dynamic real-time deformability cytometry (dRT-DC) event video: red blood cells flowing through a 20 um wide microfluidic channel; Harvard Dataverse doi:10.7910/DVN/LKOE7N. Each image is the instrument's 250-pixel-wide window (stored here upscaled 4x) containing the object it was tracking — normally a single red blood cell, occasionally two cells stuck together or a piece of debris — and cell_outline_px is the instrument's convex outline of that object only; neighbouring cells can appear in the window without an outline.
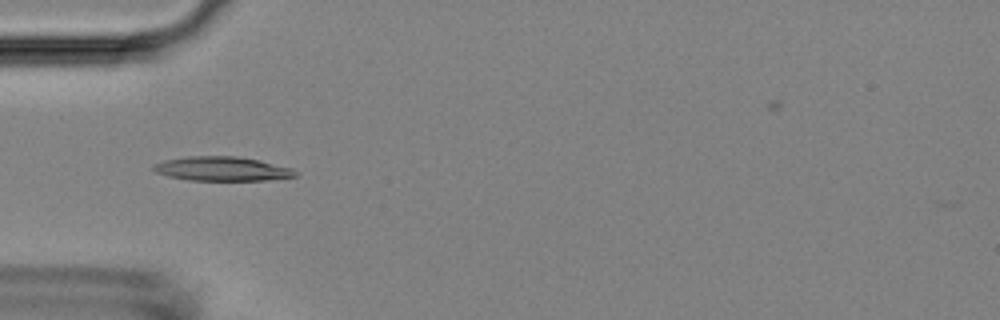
{"species": "Egyptian fruit bat (a non-hibernating species)", "species_latin": "Rousettus aegyptiacus", "temperature_condition": "room temperature", "stored_images_in_passage": 42, "camera_frame_rate_fps": 3000, "um_per_image_px": 0.085, "animal": {"sex": "female"}, "frame": {"image": 1, "passage_image": 5, "time_ms": 1.333, "image_size_px": [1000, 320], "cell_outline_px": [[296, 176], [268, 180], [188, 180], [168, 176], [156, 172], [152, 168], [152, 164], [164, 160], [188, 156], [236, 156], [260, 160], [292, 168], [296, 172]], "centroid_in_image_um": [18.85, 14.34], "position_along_channel_um": 66.1, "area_um2": 20.0}}
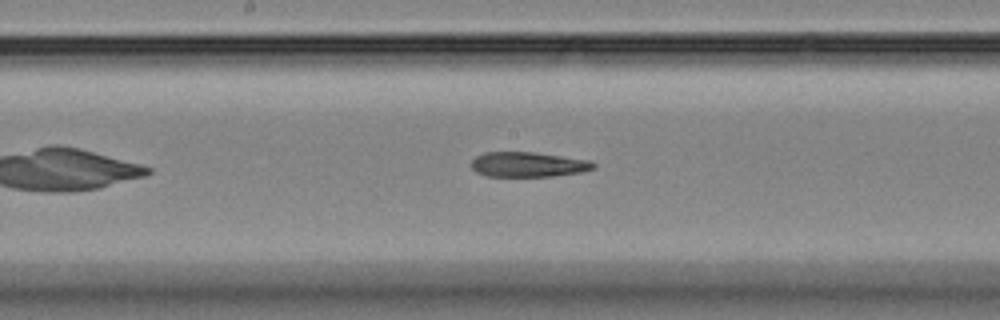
{"frame": {"image": 2, "passage_image": 16, "time_ms": 5.0, "image_size_px": [1000, 320], "cell_outline_px": [[596, 168], [580, 172], [552, 176], [488, 176], [476, 172], [468, 164], [476, 156], [484, 152], [532, 152], [588, 160], [596, 164]], "centroid_in_image_um": [44.84, 13.98], "position_along_channel_um": 203.4, "area_um2": 17.69}}
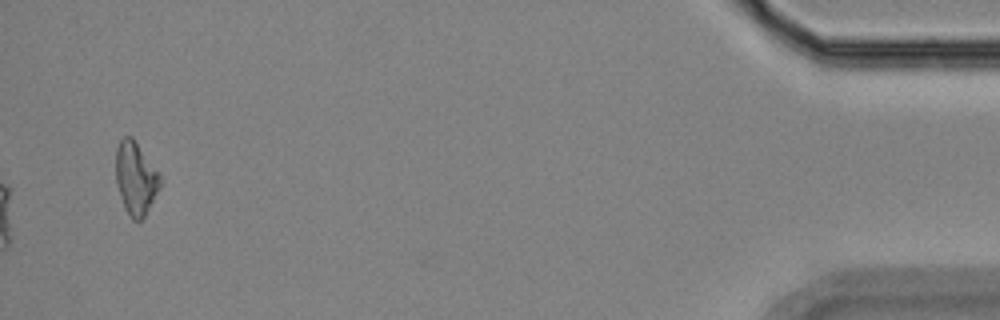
{"frame": {"image": 3, "passage_image": 40, "time_ms": 13.0, "image_size_px": [1000, 320], "cell_outline_px": [[164, 180], [160, 188], [144, 216], [140, 220], [132, 220], [128, 216], [124, 208], [116, 184], [116, 148], [120, 140], [124, 136], [132, 136], [164, 176]], "centroid_in_image_um": [11.57, 15.13], "position_along_channel_um": 423.6, "area_um2": 19.36}}